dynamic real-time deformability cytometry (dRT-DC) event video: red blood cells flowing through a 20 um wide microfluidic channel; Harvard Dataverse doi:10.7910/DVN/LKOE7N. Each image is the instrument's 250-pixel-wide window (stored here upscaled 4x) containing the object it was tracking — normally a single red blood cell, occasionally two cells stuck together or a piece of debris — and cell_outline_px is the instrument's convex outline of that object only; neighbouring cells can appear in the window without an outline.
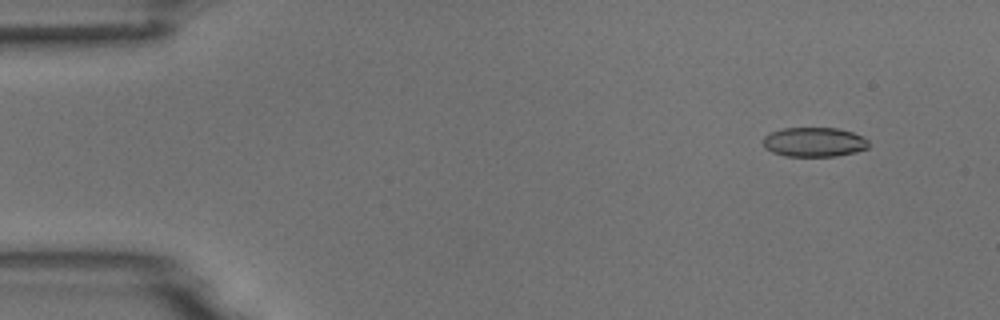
{"species": "common noctule bat (a hibernating species)", "species_latin": "Nyctalus noctula", "temperature_condition": "room temperature", "stored_images_in_passage": 5, "camera_frame_rate_fps": 3000, "um_per_image_px": 0.085, "animal": {"sex": "male", "body_mass_g": 18.8}, "frame": {"image": 1, "passage_image": 2, "time_ms": 1.333, "image_size_px": [1000, 320], "cell_outline_px": [[868, 148], [856, 152], [836, 156], [784, 156], [772, 152], [764, 148], [764, 136], [772, 132], [784, 128], [836, 128], [852, 132], [864, 136], [868, 140]], "centroid_in_image_um": [69.22, 12.08], "position_along_channel_um": 15.8, "area_um2": 18.15}}
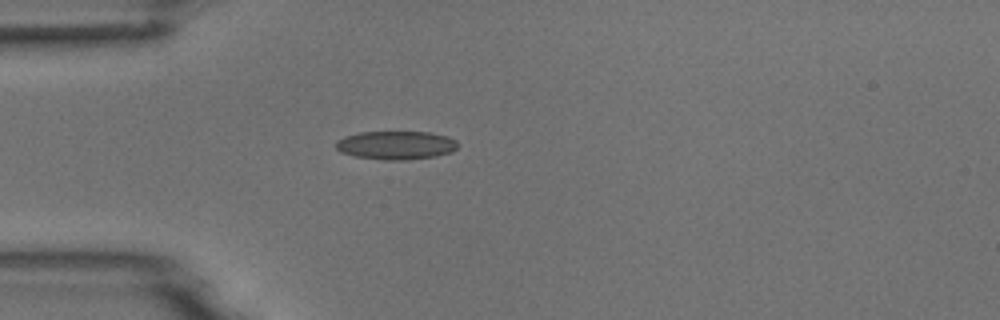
{"frame": {"image": 2, "passage_image": 5, "time_ms": 4.667, "image_size_px": [1000, 320], "cell_outline_px": [[460, 144], [452, 152], [436, 156], [408, 160], [384, 160], [356, 156], [340, 152], [336, 148], [336, 140], [344, 136], [360, 132], [428, 132], [448, 136], [456, 140]], "centroid_in_image_um": [33.68, 12.34], "position_along_channel_um": 51.3, "area_um2": 20.4}}